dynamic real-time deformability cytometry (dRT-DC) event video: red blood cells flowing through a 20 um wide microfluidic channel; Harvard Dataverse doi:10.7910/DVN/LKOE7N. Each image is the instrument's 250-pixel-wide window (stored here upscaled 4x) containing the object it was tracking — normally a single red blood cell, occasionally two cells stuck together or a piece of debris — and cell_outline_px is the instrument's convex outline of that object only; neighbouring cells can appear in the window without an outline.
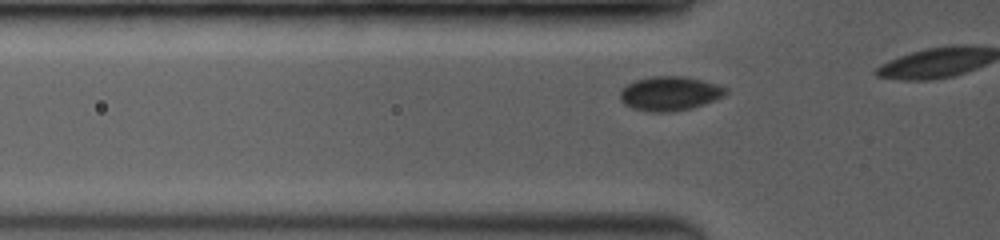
{"species": "common noctule bat (a hibernating species)", "species_latin": "Nyctalus noctula", "temperature_condition": "room temperature", "stored_images_in_passage": 5, "camera_frame_rate_fps": 3500, "um_per_image_px": 0.085, "animal": {"sex": "female", "body_mass_g": 19.0, "forearm_length_mm": 53.3}, "frame": {"image": 1, "passage_image": 3, "time_ms": 0.857, "image_size_px": [1000, 240], "cell_outline_px": [[728, 92], [724, 96], [716, 100], [692, 108], [676, 112], [652, 112], [632, 108], [624, 104], [620, 100], [620, 92], [628, 84], [636, 80], [652, 76], [684, 76], [716, 84], [728, 88]], "centroid_in_image_um": [56.95, 7.96], "position_along_channel_um": 68.8, "area_um2": 21.15}}